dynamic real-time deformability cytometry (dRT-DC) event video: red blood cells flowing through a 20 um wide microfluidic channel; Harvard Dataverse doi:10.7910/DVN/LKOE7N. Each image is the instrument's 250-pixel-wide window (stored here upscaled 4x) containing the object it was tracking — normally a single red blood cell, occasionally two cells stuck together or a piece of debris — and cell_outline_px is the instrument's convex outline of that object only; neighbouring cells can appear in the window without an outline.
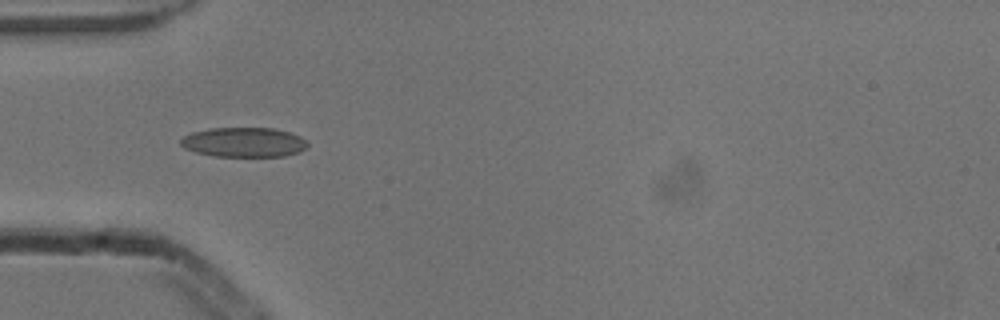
{"species": "common noctule bat (a hibernating species)", "species_latin": "Nyctalus noctula", "temperature_condition": "cold", "stored_images_in_passage": 37, "camera_frame_rate_fps": 3000, "um_per_image_px": 0.085, "animal": {"sex": "male", "body_mass_g": 13.3}, "frame": {"image": 1, "passage_image": 1, "time_ms": 0.0, "image_size_px": [1000, 320], "cell_outline_px": [[308, 148], [300, 152], [284, 156], [212, 156], [196, 152], [184, 148], [180, 144], [180, 140], [184, 136], [192, 132], [208, 128], [272, 128], [288, 132], [300, 136], [308, 144]], "centroid_in_image_um": [20.72, 12.09], "position_along_channel_um": 64.3, "area_um2": 21.96}}
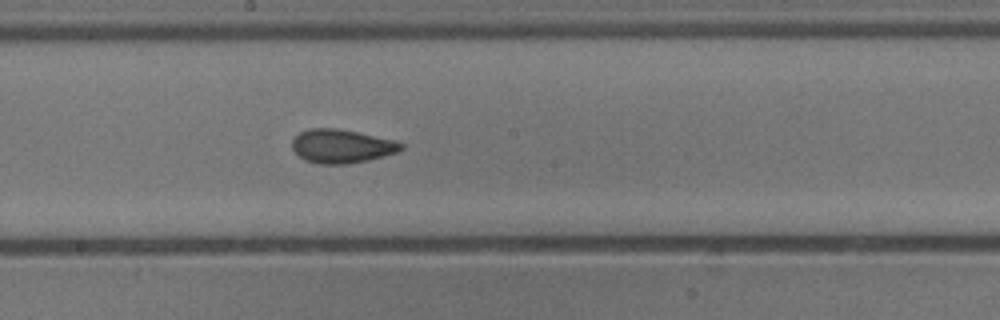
{"frame": {"image": 2, "passage_image": 13, "time_ms": 4.0, "image_size_px": [1000, 320], "cell_outline_px": [[404, 148], [396, 152], [368, 160], [344, 164], [320, 164], [304, 160], [292, 148], [292, 140], [300, 132], [308, 128], [336, 128], [356, 132], [392, 140], [404, 144]], "centroid_in_image_um": [29.0, 12.42], "position_along_channel_um": 219.2, "area_um2": 21.1}}
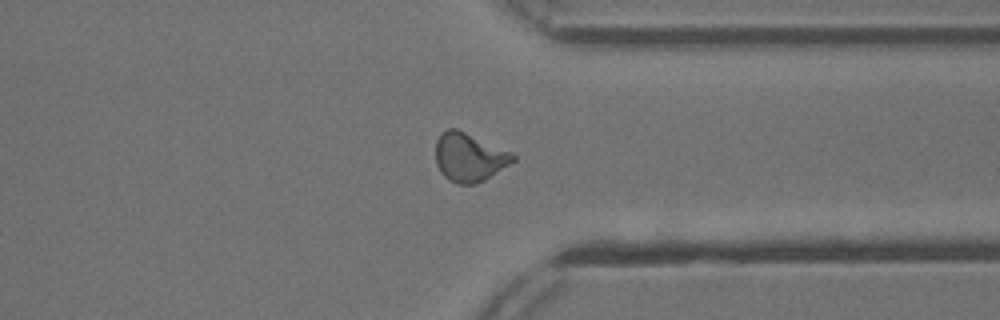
{"frame": {"image": 3, "passage_image": 25, "time_ms": 8.0, "image_size_px": [1000, 320], "cell_outline_px": [[516, 160], [484, 180], [472, 184], [460, 184], [448, 180], [440, 172], [436, 164], [436, 140], [440, 132], [448, 128], [456, 128], [512, 152], [516, 156]], "centroid_in_image_um": [39.86, 13.35], "position_along_channel_um": 371.5, "area_um2": 21.91}, "authors_computed_cell_mechanics": {"area_um2": 20.9236, "velocity_mm_per_s": 3.8689, "shape_relaxation_time_tau1_ms": 5.9754, "shape_relaxation_time_tau2_ms": 1.4444, "deformation_change_tau1": 0.1466, "deformation_change_tau2": 0.0727}}